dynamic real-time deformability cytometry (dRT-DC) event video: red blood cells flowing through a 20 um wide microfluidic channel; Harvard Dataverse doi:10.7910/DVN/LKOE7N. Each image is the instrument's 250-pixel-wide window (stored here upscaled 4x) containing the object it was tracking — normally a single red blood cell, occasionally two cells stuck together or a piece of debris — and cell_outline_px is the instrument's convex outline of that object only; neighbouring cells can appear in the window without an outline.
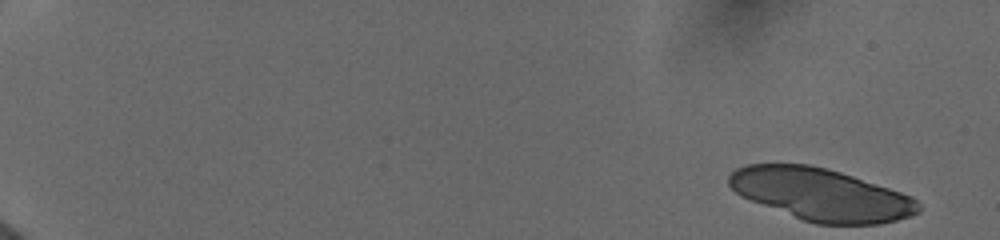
{"species": "human", "species_latin": "Homo sapiens", "temperature_condition": "cold", "stored_images_in_passage": 16, "camera_frame_rate_fps": 3000, "um_per_image_px": 0.085, "donor": {"sex": "female"}, "frame": {"image": 1, "passage_image": 1, "time_ms": 0.0, "image_size_px": [1000, 240], "cell_outline_px": [[920, 212], [896, 220], [880, 224], [816, 224], [804, 220], [740, 196], [728, 184], [728, 176], [736, 168], [748, 164], [808, 164], [828, 168], [912, 196], [920, 204]], "centroid_in_image_um": [69.78, 16.52], "position_along_channel_um": 15.2, "area_um2": 57.16}}